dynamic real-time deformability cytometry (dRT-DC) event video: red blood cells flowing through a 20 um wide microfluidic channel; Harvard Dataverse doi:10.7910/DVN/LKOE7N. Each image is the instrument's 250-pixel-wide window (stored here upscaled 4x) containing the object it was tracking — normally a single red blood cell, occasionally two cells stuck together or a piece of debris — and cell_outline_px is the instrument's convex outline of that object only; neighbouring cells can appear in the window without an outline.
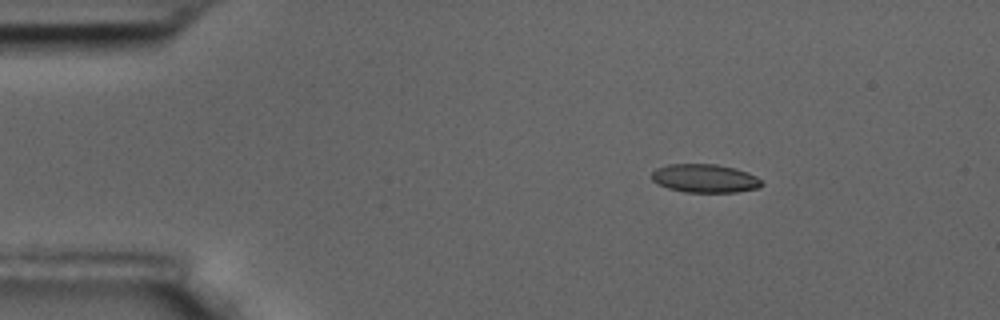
{"species": "common noctule bat (a hibernating species)", "species_latin": "Nyctalus noctula", "temperature_condition": "room temperature", "stored_images_in_passage": 15, "camera_frame_rate_fps": 3000, "um_per_image_px": 0.085, "animal": {"sex": "male", "body_mass_g": 17.5, "forearm_length_mm": 52.3}, "frame": {"image": 1, "passage_image": 3, "time_ms": 0.667, "image_size_px": [1000, 320], "cell_outline_px": [[764, 184], [760, 188], [736, 192], [684, 192], [668, 188], [652, 180], [652, 172], [656, 168], [668, 164], [716, 164], [736, 168], [748, 172], [756, 176]], "centroid_in_image_um": [59.94, 15.16], "position_along_channel_um": 25.1, "area_um2": 18.32}}
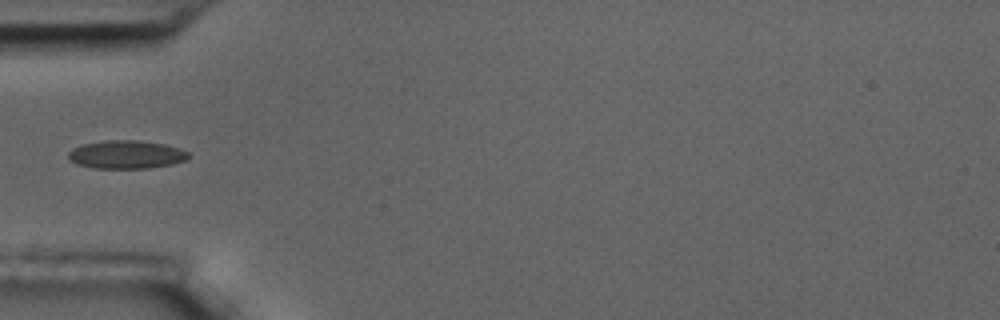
{"frame": {"image": 2, "passage_image": 5, "time_ms": 1.333, "image_size_px": [1000, 320], "cell_outline_px": [[188, 160], [172, 164], [148, 168], [92, 168], [76, 164], [68, 160], [68, 152], [72, 148], [84, 144], [108, 140], [140, 140], [164, 144], [180, 148], [188, 152]], "centroid_in_image_um": [10.72, 13.14], "position_along_channel_um": 74.3, "area_um2": 19.88}}
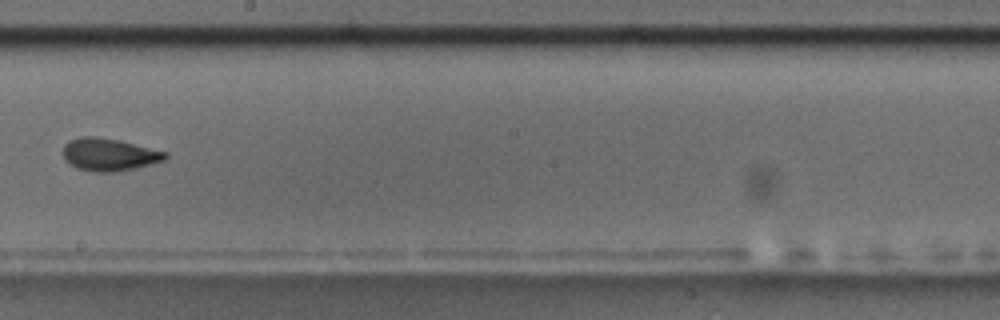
{"frame": {"image": 3, "passage_image": 9, "time_ms": 2.667, "image_size_px": [1000, 320], "cell_outline_px": [[168, 160], [136, 168], [112, 172], [96, 172], [76, 168], [68, 164], [64, 160], [64, 144], [68, 140], [80, 136], [96, 136], [120, 140], [168, 152]], "centroid_in_image_um": [9.29, 13.13], "position_along_channel_um": 238.9, "area_um2": 19.77}}